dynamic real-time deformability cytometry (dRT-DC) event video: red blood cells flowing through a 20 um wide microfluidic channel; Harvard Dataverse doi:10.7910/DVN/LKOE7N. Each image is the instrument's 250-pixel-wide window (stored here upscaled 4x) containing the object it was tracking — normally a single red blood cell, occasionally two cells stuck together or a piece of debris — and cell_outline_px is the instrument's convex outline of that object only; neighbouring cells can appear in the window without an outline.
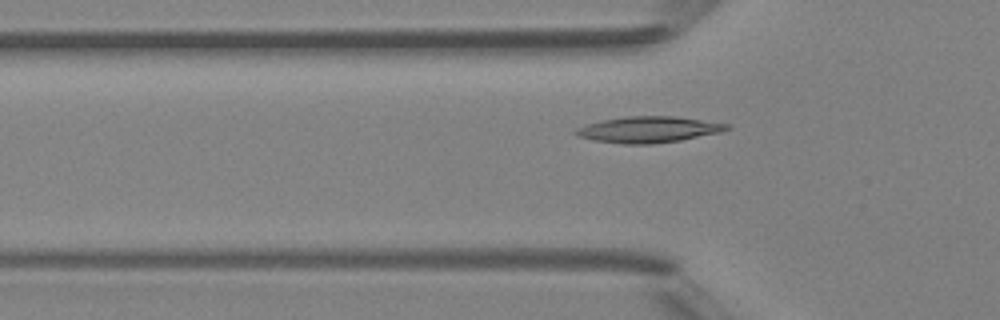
{"species": "Egyptian fruit bat (a non-hibernating species)", "species_latin": "Rousettus aegyptiacus", "temperature_condition": "room temperature", "stored_images_in_passage": 47, "camera_frame_rate_fps": 3000, "um_per_image_px": 0.085, "animal": {"sex": "female"}, "frame": {"image": 1, "passage_image": 14, "time_ms": 4.333, "image_size_px": [1000, 320], "cell_outline_px": [[732, 128], [720, 132], [680, 140], [652, 144], [624, 144], [596, 140], [576, 136], [572, 132], [576, 128], [584, 124], [600, 120], [624, 116], [672, 116], [732, 124]], "centroid_in_image_um": [55.09, 11.0], "position_along_channel_um": 70.7, "area_um2": 23.12}}
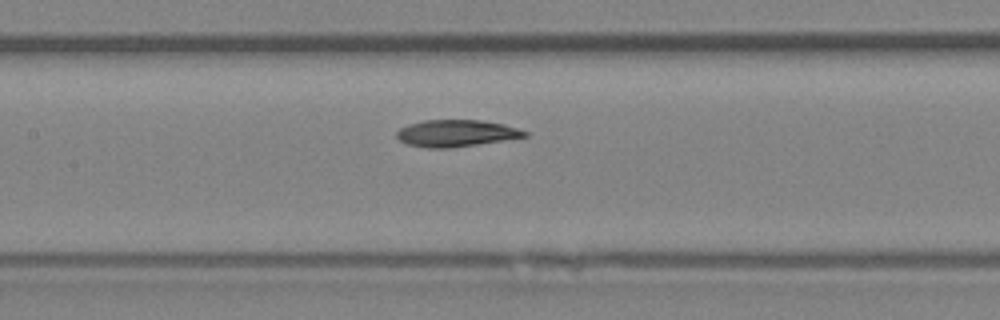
{"frame": {"image": 2, "passage_image": 21, "time_ms": 6.667, "image_size_px": [1000, 320], "cell_outline_px": [[528, 136], [476, 144], [448, 148], [428, 148], [408, 144], [400, 140], [396, 136], [396, 132], [400, 128], [408, 124], [424, 120], [480, 120], [504, 124], [528, 132]], "centroid_in_image_um": [38.75, 11.32], "position_along_channel_um": 168.7, "area_um2": 19.77}}
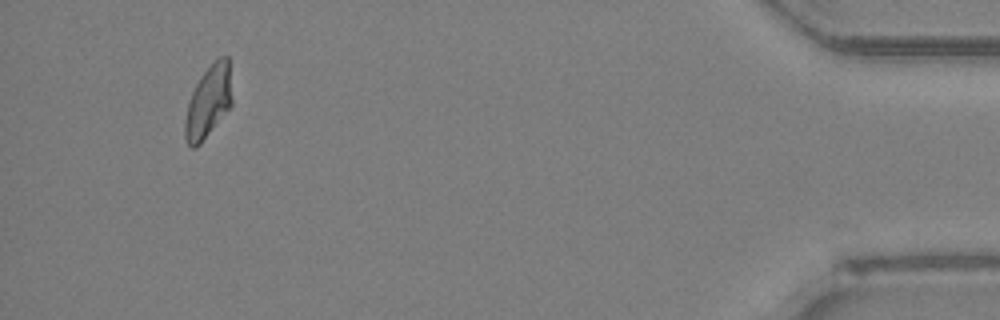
{"frame": {"image": 3, "passage_image": 44, "time_ms": 14.333, "image_size_px": [1000, 320], "cell_outline_px": [[232, 104], [200, 144], [196, 148], [192, 148], [188, 144], [184, 136], [184, 120], [188, 104], [192, 92], [200, 76], [220, 56], [228, 56], [232, 96]], "centroid_in_image_um": [17.7, 8.66], "position_along_channel_um": 417.5, "area_um2": 19.54}, "authors_computed_cell_mechanics": {"area_um2": 20.4612, "velocity_mm_per_s": 4.2068, "shape_relaxation_time_tau1_ms": 4.6507, "shape_relaxation_time_tau2_ms": 3.1656, "deformation_change_tau1": 0.1564, "deformation_change_tau2": 0.0832}}